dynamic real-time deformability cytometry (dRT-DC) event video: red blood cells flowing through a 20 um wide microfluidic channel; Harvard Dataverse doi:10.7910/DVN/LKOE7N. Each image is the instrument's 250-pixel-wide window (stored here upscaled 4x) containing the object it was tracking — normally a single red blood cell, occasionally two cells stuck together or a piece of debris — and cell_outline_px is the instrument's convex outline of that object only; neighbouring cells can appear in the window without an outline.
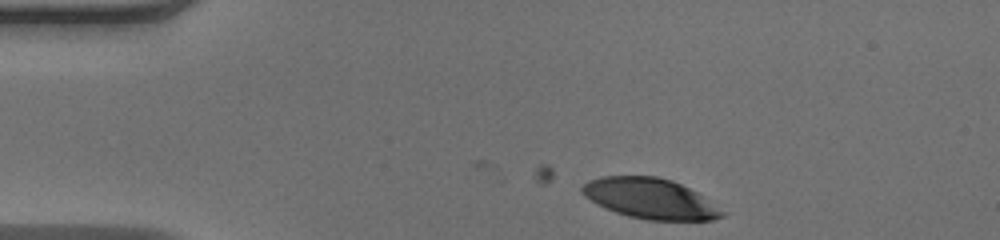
{"species": "human", "species_latin": "Homo sapiens", "temperature_condition": "warm", "stored_images_in_passage": 3, "camera_frame_rate_fps": 3000, "um_per_image_px": 0.085, "donor": {"sex": "male"}, "frame": {"image": 1, "passage_image": 3, "time_ms": 0.667, "image_size_px": [1000, 240], "cell_outline_px": [[728, 212], [724, 216], [712, 220], [648, 220], [628, 216], [616, 212], [596, 204], [584, 196], [580, 192], [580, 188], [588, 180], [600, 176], [656, 176], [672, 180], [696, 192]], "centroid_in_image_um": [55.26, 16.88], "position_along_channel_um": 29.7, "area_um2": 33.06}}